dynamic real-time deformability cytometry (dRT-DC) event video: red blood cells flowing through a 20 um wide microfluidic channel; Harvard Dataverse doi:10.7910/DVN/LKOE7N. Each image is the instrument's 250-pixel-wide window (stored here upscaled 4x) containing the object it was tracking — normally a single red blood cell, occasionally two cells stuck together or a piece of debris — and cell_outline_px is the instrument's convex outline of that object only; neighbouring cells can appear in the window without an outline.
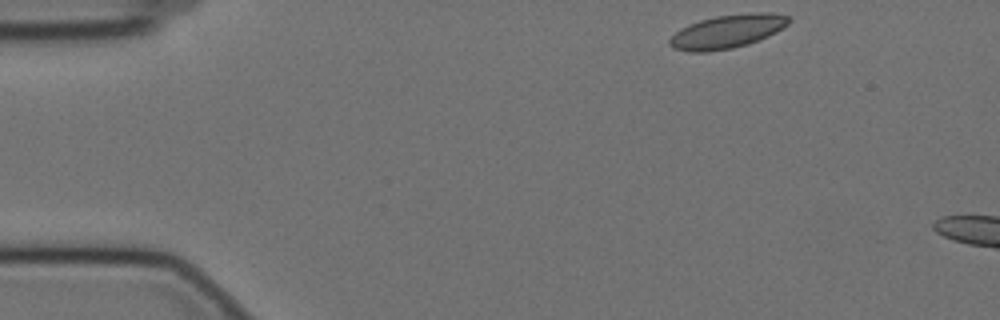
{"species": "Egyptian fruit bat (a non-hibernating species)", "species_latin": "Rousettus aegyptiacus", "temperature_condition": "cold", "stored_images_in_passage": 5, "camera_frame_rate_fps": 3000, "um_per_image_px": 0.085, "animal": {"sex": "female"}, "frame": {"image": 1, "passage_image": 1, "time_ms": 0.0, "image_size_px": [1000, 320], "cell_outline_px": [[792, 20], [784, 28], [768, 36], [748, 44], [732, 48], [708, 52], [688, 52], [672, 48], [668, 44], [668, 40], [680, 28], [688, 24], [700, 20], [716, 16], [752, 12], [772, 12], [788, 16]], "centroid_in_image_um": [61.82, 2.67], "position_along_channel_um": 23.2, "area_um2": 23.52}}